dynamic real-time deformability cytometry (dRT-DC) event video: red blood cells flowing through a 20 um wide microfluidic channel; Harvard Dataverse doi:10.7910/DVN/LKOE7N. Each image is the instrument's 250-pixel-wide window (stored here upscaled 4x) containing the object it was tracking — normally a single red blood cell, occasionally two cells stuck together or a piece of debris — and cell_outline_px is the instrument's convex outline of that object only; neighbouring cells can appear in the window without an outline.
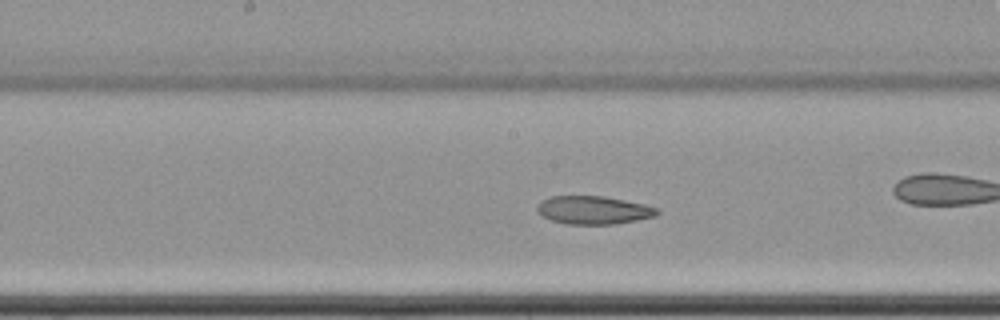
{"species": "common noctule bat (a hibernating species)", "species_latin": "Nyctalus noctula", "temperature_condition": "cold", "stored_images_in_passage": 46, "camera_frame_rate_fps": 3000, "um_per_image_px": 0.085, "animal": {"sex": "female", "body_mass_g": 22.7, "forearm_length_mm": 54.2}, "frame": {"image": 1, "passage_image": 20, "time_ms": 6.333, "image_size_px": [1000, 320], "cell_outline_px": [[660, 212], [656, 216], [616, 224], [568, 224], [552, 220], [544, 216], [536, 208], [540, 200], [548, 196], [604, 196], [644, 204], [660, 208]], "centroid_in_image_um": [50.48, 17.85], "position_along_channel_um": 197.7, "area_um2": 19.71}}
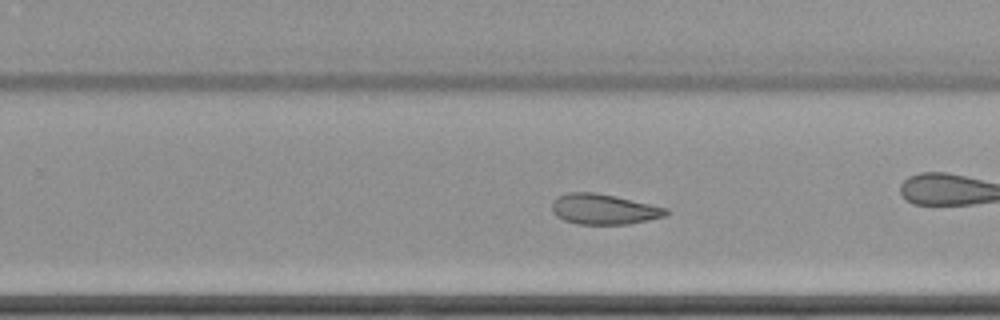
{"frame": {"image": 2, "passage_image": 27, "time_ms": 8.667, "image_size_px": [1000, 320], "cell_outline_px": [[668, 212], [664, 216], [648, 220], [628, 224], [576, 224], [564, 220], [556, 216], [552, 212], [552, 204], [556, 196], [568, 192], [596, 192], [668, 208]], "centroid_in_image_um": [51.27, 17.78], "position_along_channel_um": 278.5, "area_um2": 20.17}}